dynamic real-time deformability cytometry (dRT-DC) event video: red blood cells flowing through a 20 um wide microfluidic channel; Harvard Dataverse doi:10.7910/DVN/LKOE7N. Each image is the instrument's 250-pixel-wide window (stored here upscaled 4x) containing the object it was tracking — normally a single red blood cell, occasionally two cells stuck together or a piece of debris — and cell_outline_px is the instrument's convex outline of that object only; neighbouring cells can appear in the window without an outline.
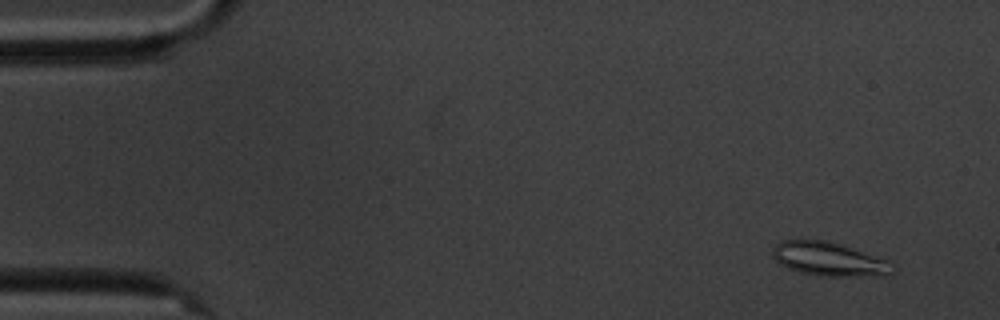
{"species": "common noctule bat (a hibernating species)", "species_latin": "Nyctalus noctula", "temperature_condition": "cold", "stored_images_in_passage": 6, "camera_frame_rate_fps": 3000, "um_per_image_px": 0.085, "animal": {"sex": "male", "body_mass_g": 20.1, "forearm_length_mm": 53.5}, "frame": {"image": 1, "passage_image": 1, "time_ms": 0.0, "image_size_px": [1000, 320], "cell_outline_px": [[892, 276], [820, 276], [800, 272], [788, 268], [780, 264], [772, 256], [772, 248], [780, 240], [828, 240], [888, 260], [892, 272]], "centroid_in_image_um": [70.43, 22.03], "position_along_channel_um": 14.6, "area_um2": 23.58}}
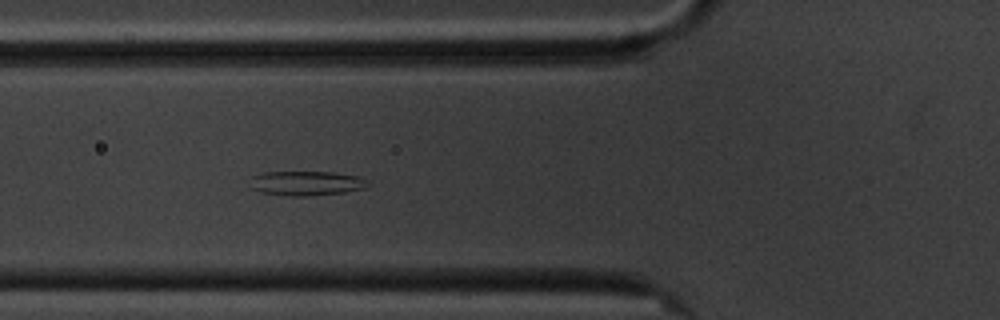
{"frame": {"image": 2, "passage_image": 6, "time_ms": 5.667, "image_size_px": [1000, 320], "cell_outline_px": [[368, 180], [364, 188], [344, 192], [308, 196], [292, 196], [260, 192], [252, 188], [252, 176], [264, 172], [332, 172], [360, 176]], "centroid_in_image_um": [26.05, 15.57], "position_along_channel_um": 99.8, "area_um2": 16.65}}